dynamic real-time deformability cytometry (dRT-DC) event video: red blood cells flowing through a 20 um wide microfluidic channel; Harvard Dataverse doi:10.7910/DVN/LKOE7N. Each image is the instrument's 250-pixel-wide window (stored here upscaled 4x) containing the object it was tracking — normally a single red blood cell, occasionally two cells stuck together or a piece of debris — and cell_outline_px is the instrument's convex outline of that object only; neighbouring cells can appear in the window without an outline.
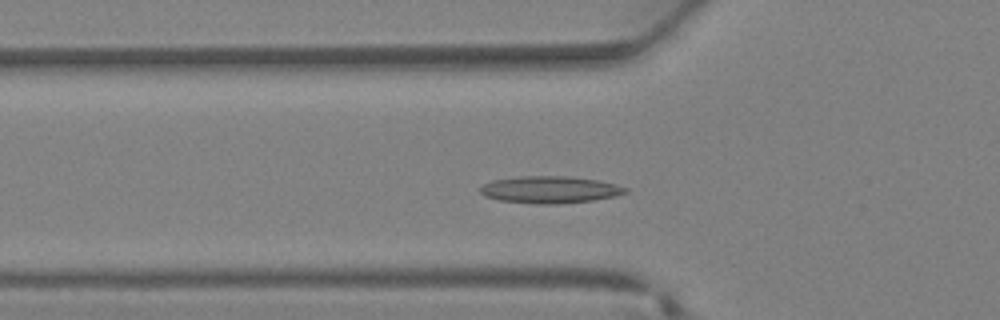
{"species": "Egyptian fruit bat (a non-hibernating species)", "species_latin": "Rousettus aegyptiacus", "temperature_condition": "warm", "stored_images_in_passage": 35, "camera_frame_rate_fps": 3000, "um_per_image_px": 0.085, "animal": {"sex": "female"}, "frame": {"image": 1, "passage_image": 10, "time_ms": 3.0, "image_size_px": [1000, 320], "cell_outline_px": [[628, 192], [616, 196], [592, 200], [560, 204], [536, 204], [500, 200], [484, 196], [480, 192], [480, 188], [484, 184], [492, 180], [520, 176], [568, 176], [596, 180], [616, 184], [628, 188]], "centroid_in_image_um": [46.75, 16.12], "position_along_channel_um": 79.1, "area_um2": 22.89}}
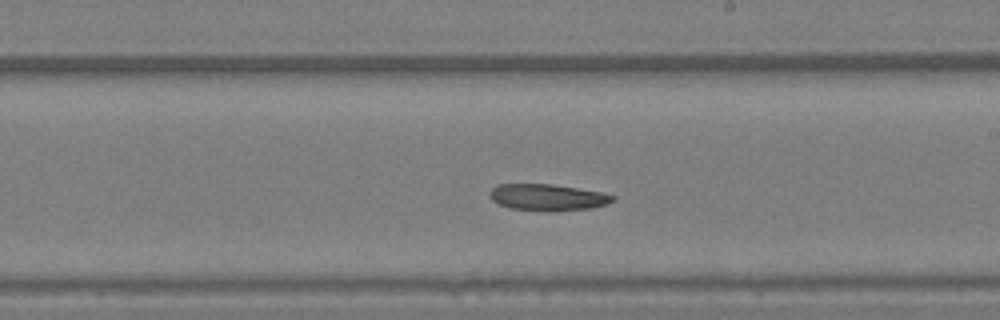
{"frame": {"image": 2, "passage_image": 19, "time_ms": 6.0, "image_size_px": [1000, 320], "cell_outline_px": [[616, 196], [608, 204], [592, 208], [552, 212], [548, 212], [508, 208], [492, 200], [488, 196], [488, 192], [496, 184], [552, 184], [600, 192]], "centroid_in_image_um": [46.5, 16.78], "position_along_channel_um": 242.5, "area_um2": 19.25}}
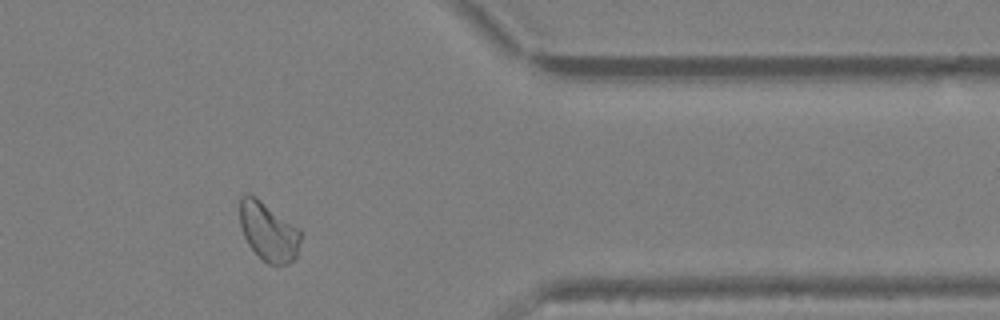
{"frame": {"image": 3, "passage_image": 28, "time_ms": 9.0, "image_size_px": [1000, 320], "cell_outline_px": [[300, 240], [296, 256], [288, 264], [268, 264], [248, 244], [244, 236], [240, 224], [240, 196], [248, 192], [256, 196], [300, 228]], "centroid_in_image_um": [22.81, 19.63], "position_along_channel_um": 388.6, "area_um2": 20.81}}